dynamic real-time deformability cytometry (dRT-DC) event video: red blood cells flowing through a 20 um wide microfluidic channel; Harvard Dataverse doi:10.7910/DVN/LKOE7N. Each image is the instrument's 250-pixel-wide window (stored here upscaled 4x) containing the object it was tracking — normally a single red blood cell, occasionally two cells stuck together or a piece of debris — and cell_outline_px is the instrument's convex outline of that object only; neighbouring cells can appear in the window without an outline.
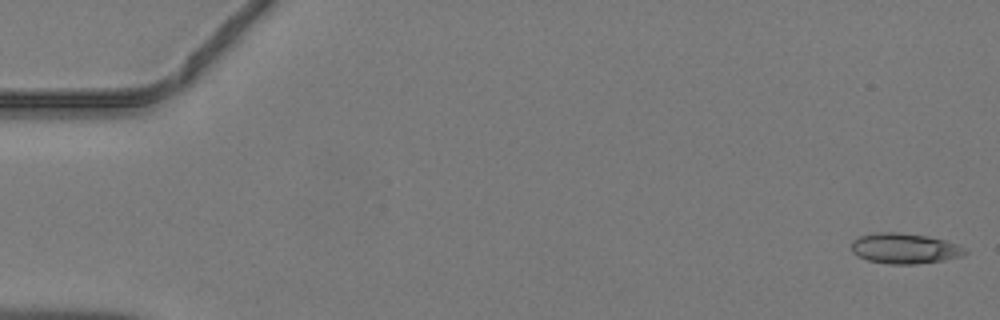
{"species": "common noctule bat (a hibernating species)", "species_latin": "Nyctalus noctula", "temperature_condition": "warm", "stored_images_in_passage": 46, "camera_frame_rate_fps": 3000, "um_per_image_px": 0.085, "animal": {"sex": "male", "body_mass_g": 19.2, "forearm_length_mm": 51.8}, "frame": {"image": 1, "passage_image": 1, "time_ms": 0.0, "image_size_px": [1000, 320], "cell_outline_px": [[968, 252], [964, 256], [944, 260], [916, 264], [888, 264], [868, 260], [856, 256], [852, 252], [852, 240], [860, 236], [872, 232], [900, 232], [928, 236], [944, 240], [956, 244]], "centroid_in_image_um": [76.86, 21.11], "position_along_channel_um": 8.1, "area_um2": 20.29}}
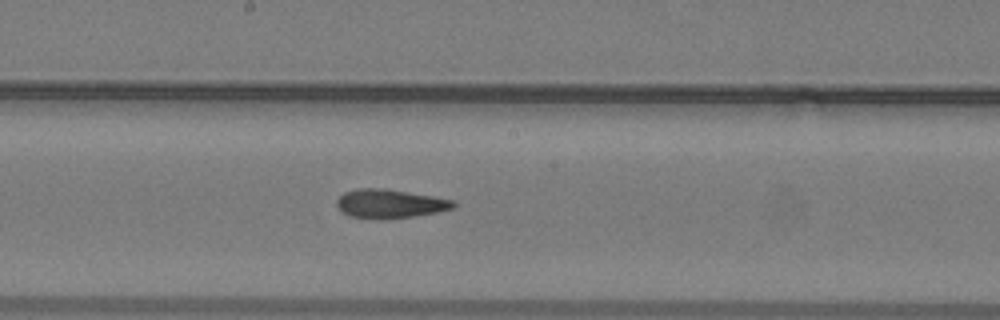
{"frame": {"image": 2, "passage_image": 25, "time_ms": 8.0, "image_size_px": [1000, 320], "cell_outline_px": [[456, 208], [436, 212], [412, 216], [384, 220], [380, 220], [352, 216], [344, 212], [336, 204], [336, 200], [344, 192], [360, 188], [384, 188], [432, 196], [452, 200], [456, 204]], "centroid_in_image_um": [33.14, 17.32], "position_along_channel_um": 215.1, "area_um2": 19.48}}
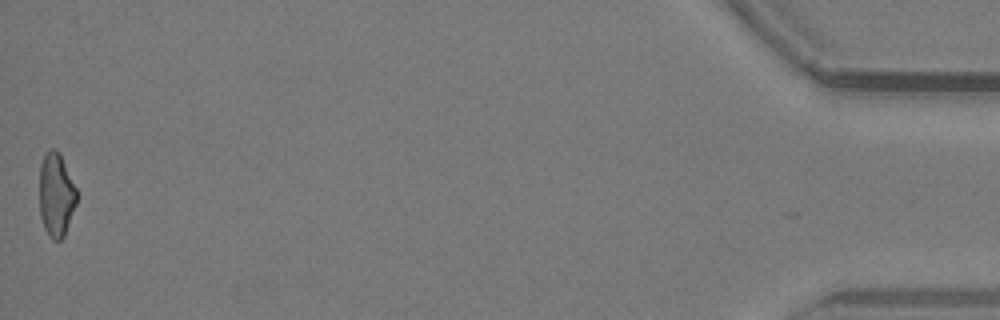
{"frame": {"image": 3, "passage_image": 46, "time_ms": 15.0, "image_size_px": [1000, 320], "cell_outline_px": [[80, 192], [76, 204], [64, 236], [60, 240], [52, 240], [44, 228], [40, 216], [40, 164], [44, 156], [52, 148], [56, 148], [60, 152]], "centroid_in_image_um": [4.81, 16.53], "position_along_channel_um": 430.4, "area_um2": 18.61}}